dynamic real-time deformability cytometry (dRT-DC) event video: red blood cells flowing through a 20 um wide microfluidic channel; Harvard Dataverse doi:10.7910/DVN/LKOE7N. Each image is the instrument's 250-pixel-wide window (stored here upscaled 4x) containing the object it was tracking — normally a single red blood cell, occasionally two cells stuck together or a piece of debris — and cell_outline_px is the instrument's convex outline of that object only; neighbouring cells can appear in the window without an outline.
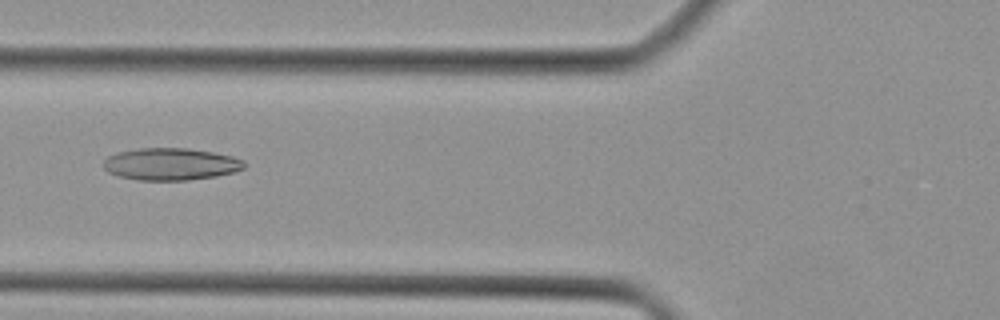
{"species": "Egyptian fruit bat (a non-hibernating species)", "species_latin": "Rousettus aegyptiacus", "temperature_condition": "cold", "stored_images_in_passage": 36, "camera_frame_rate_fps": 3000, "um_per_image_px": 0.085, "animal": {"sex": "female"}, "frame": {"image": 1, "passage_image": 15, "time_ms": 4.667, "image_size_px": [1000, 320], "cell_outline_px": [[244, 168], [236, 172], [216, 176], [188, 180], [140, 180], [116, 176], [108, 172], [104, 168], [104, 160], [108, 156], [116, 152], [140, 148], [188, 148], [212, 152], [232, 156], [244, 160]], "centroid_in_image_um": [14.5, 13.95], "position_along_channel_um": 111.3, "area_um2": 26.47}}
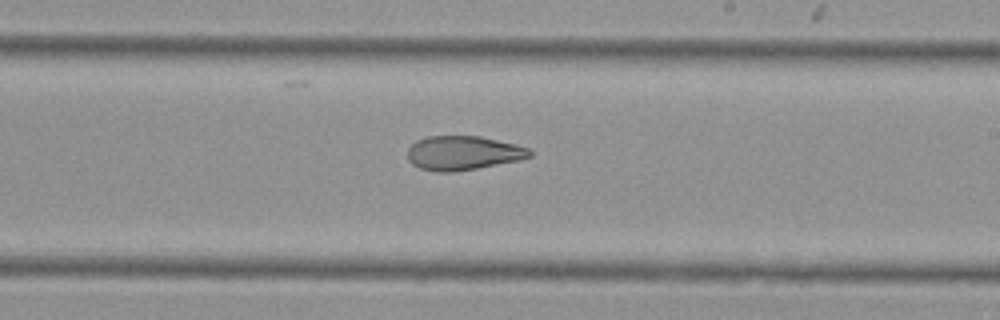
{"frame": {"image": 2, "passage_image": 24, "time_ms": 7.667, "image_size_px": [1000, 320], "cell_outline_px": [[532, 156], [520, 160], [476, 168], [452, 172], [436, 172], [420, 168], [412, 164], [408, 160], [408, 148], [416, 140], [428, 136], [480, 136], [516, 144], [528, 148], [532, 152]], "centroid_in_image_um": [39.35, 13.0], "position_along_channel_um": 249.6, "area_um2": 24.33}}
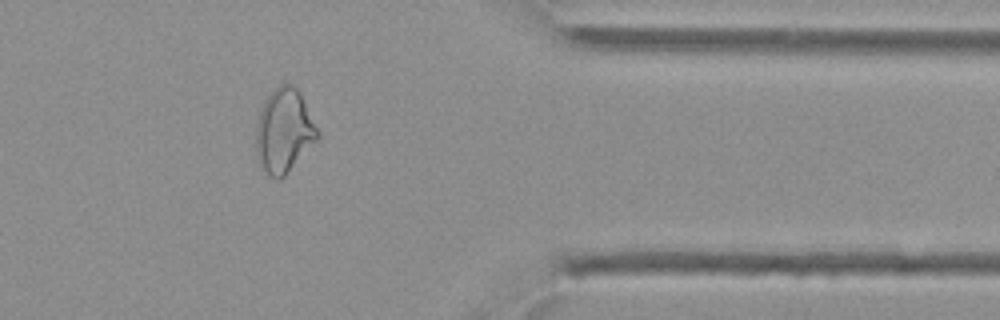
{"frame": {"image": 3, "passage_image": 34, "time_ms": 11.0, "image_size_px": [1000, 320], "cell_outline_px": [[320, 136], [284, 176], [280, 180], [276, 180], [260, 168], [256, 156], [256, 128], [260, 112], [264, 100], [280, 84], [292, 84], [300, 92], [320, 132]], "centroid_in_image_um": [24.13, 11.14], "position_along_channel_um": 387.3, "area_um2": 30.0}}